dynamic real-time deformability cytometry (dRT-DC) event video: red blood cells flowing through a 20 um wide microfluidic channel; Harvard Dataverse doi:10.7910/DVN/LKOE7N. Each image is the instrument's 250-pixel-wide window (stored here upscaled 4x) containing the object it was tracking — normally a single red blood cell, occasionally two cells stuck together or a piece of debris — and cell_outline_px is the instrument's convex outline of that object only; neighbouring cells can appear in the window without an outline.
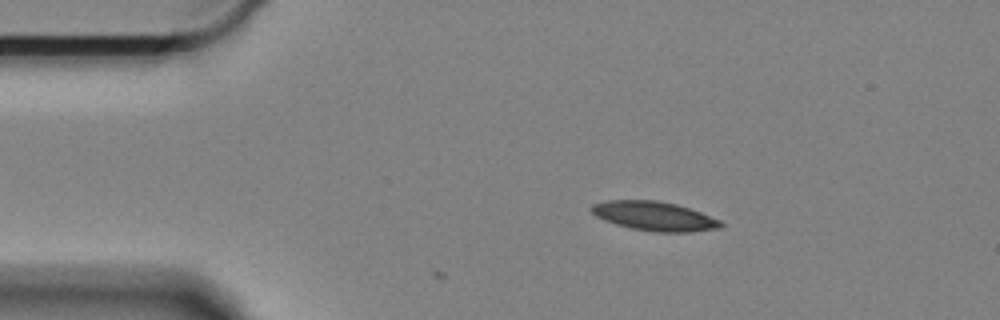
{"species": "Egyptian fruit bat (a non-hibernating species)", "species_latin": "Rousettus aegyptiacus", "temperature_condition": "cold", "stored_images_in_passage": 9, "camera_frame_rate_fps": 3000, "um_per_image_px": 0.085, "animal": {"sex": "female"}, "frame": {"image": 1, "passage_image": 9, "time_ms": 2.667, "image_size_px": [1000, 320], "cell_outline_px": [[724, 224], [720, 228], [692, 232], [656, 232], [632, 228], [616, 224], [604, 220], [596, 216], [592, 212], [592, 204], [604, 200], [656, 200], [676, 204], [700, 212], [720, 220]], "centroid_in_image_um": [55.62, 18.37], "position_along_channel_um": 29.4, "area_um2": 21.91}}